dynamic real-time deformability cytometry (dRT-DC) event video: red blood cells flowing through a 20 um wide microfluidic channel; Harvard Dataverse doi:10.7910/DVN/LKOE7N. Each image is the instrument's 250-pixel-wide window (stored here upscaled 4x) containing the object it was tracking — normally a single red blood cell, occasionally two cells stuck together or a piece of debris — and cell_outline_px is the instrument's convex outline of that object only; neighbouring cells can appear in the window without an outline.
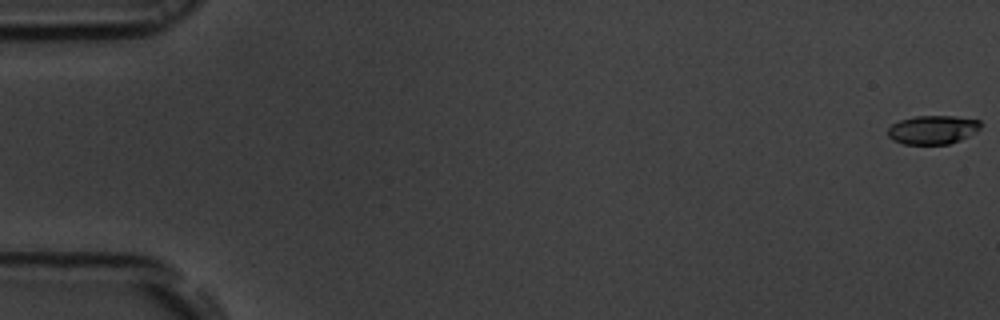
{"species": "common noctule bat (a hibernating species)", "species_latin": "Nyctalus noctula", "temperature_condition": "room temperature", "stored_images_in_passage": 54, "camera_frame_rate_fps": 3000, "um_per_image_px": 0.085, "animal": {"sex": "male", "body_mass_g": 19.5, "forearm_length_mm": 54.6}, "frame": {"image": 1, "passage_image": 1, "time_ms": 0.0, "image_size_px": [1000, 320], "cell_outline_px": [[984, 124], [976, 132], [960, 140], [948, 144], [904, 144], [892, 140], [888, 136], [888, 128], [892, 124], [900, 120], [916, 116], [956, 116], [980, 120]], "centroid_in_image_um": [79.31, 11.02], "position_along_channel_um": 5.7, "area_um2": 15.66}}
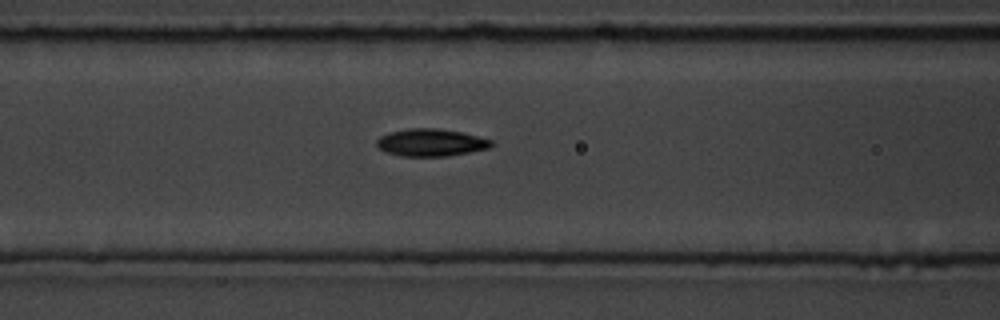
{"frame": {"image": 2, "passage_image": 23, "time_ms": 7.333, "image_size_px": [1000, 320], "cell_outline_px": [[492, 144], [488, 148], [448, 156], [400, 156], [376, 148], [376, 140], [380, 136], [388, 132], [408, 128], [436, 128], [464, 132], [492, 140]], "centroid_in_image_um": [36.58, 12.1], "position_along_channel_um": 130.0, "area_um2": 18.38}}
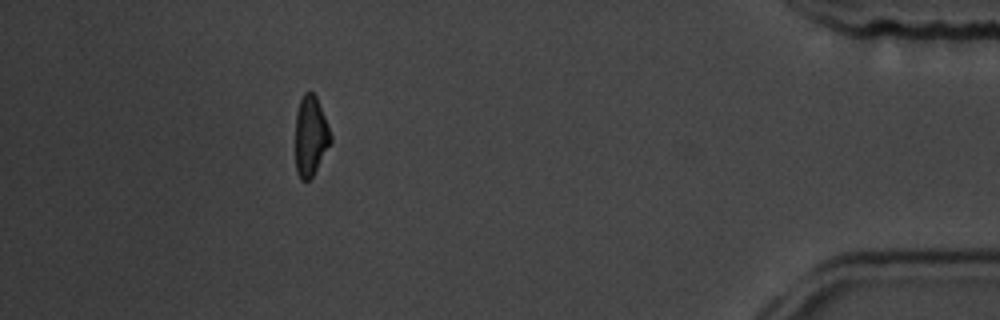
{"frame": {"image": 3, "passage_image": 49, "time_ms": 16.0, "image_size_px": [1000, 320], "cell_outline_px": [[332, 140], [312, 176], [308, 180], [300, 180], [296, 172], [296, 112], [300, 100], [304, 92], [312, 92], [316, 96], [332, 136]], "centroid_in_image_um": [26.39, 11.55], "position_along_channel_um": 408.8, "area_um2": 16.18}, "authors_computed_cell_mechanics": {"area_um2": 17.051, "velocity_mm_per_s": 3.8466, "shape_relaxation_time_tau1_ms": 3.0793, "shape_relaxation_time_tau2_ms": 2.5769, "deformation_change_tau1": 0.1385, "deformation_change_tau2": 0.083}}